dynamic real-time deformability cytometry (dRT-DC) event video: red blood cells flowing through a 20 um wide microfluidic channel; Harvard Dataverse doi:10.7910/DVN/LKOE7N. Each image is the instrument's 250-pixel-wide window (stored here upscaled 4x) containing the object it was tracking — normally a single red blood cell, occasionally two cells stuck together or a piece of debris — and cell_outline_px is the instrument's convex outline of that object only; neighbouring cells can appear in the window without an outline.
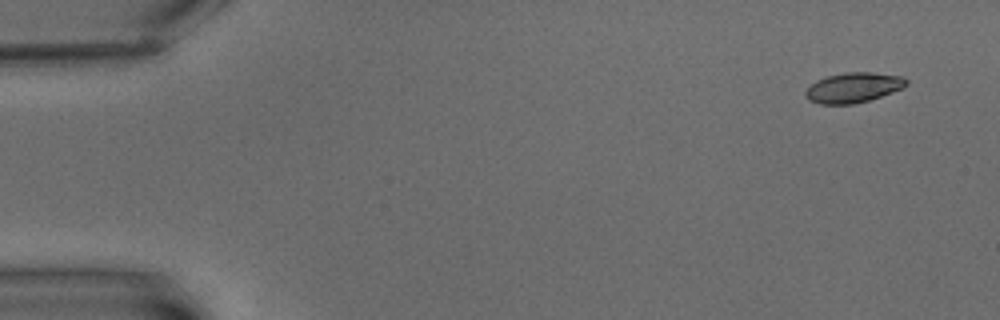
{"species": "common noctule bat (a hibernating species)", "species_latin": "Nyctalus noctula", "temperature_condition": "warm", "stored_images_in_passage": 5, "camera_frame_rate_fps": 3000, "um_per_image_px": 0.085, "animal": {"sex": "male", "body_mass_g": 15.6}, "frame": {"image": 1, "passage_image": 1, "time_ms": 0.0, "image_size_px": [1000, 320], "cell_outline_px": [[908, 84], [892, 92], [868, 100], [852, 104], [820, 104], [808, 100], [804, 96], [804, 92], [816, 80], [824, 76], [844, 72], [872, 72], [904, 76], [908, 80]], "centroid_in_image_um": [72.51, 7.43], "position_along_channel_um": 12.5, "area_um2": 17.74}}
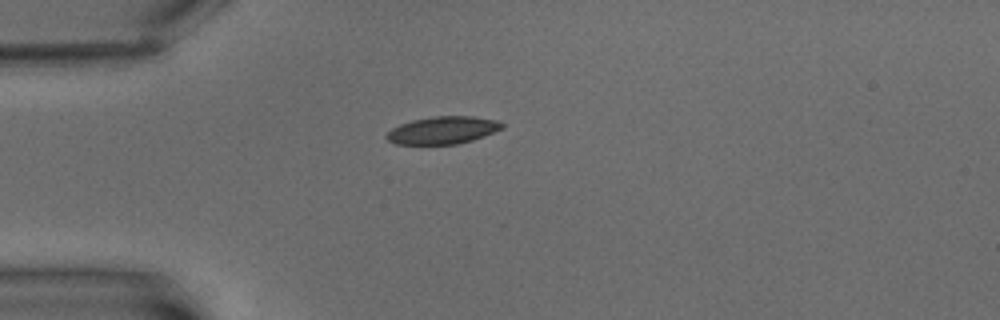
{"frame": {"image": 2, "passage_image": 5, "time_ms": 4.667, "image_size_px": [1000, 320], "cell_outline_px": [[504, 128], [484, 136], [472, 140], [456, 144], [396, 144], [388, 140], [384, 136], [392, 128], [400, 124], [412, 120], [432, 116], [472, 116], [496, 120], [504, 124]], "centroid_in_image_um": [37.63, 11.06], "position_along_channel_um": 47.4, "area_um2": 18.5}}